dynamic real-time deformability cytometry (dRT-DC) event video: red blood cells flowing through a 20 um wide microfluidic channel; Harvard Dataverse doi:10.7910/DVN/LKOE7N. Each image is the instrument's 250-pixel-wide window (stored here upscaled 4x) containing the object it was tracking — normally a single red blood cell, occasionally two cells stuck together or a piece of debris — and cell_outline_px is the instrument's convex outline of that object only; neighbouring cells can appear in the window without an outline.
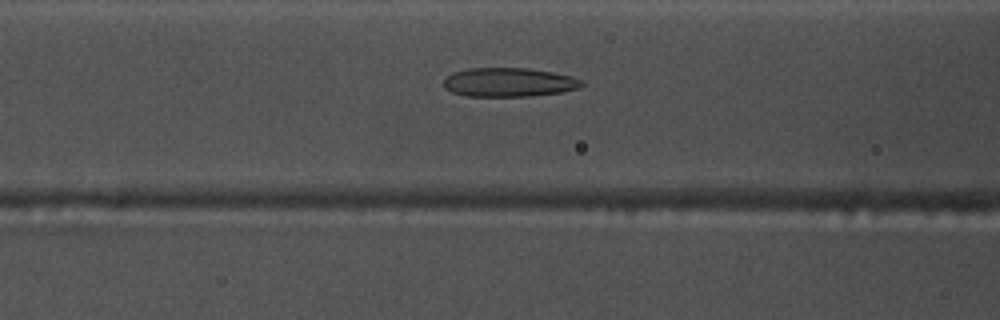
{"species": "common noctule bat (a hibernating species)", "species_latin": "Nyctalus noctula", "temperature_condition": "warm", "stored_images_in_passage": 53, "camera_frame_rate_fps": 3000, "um_per_image_px": 0.085, "animal": {"sex": "male", "body_mass_g": 17.5, "forearm_length_mm": 52.3}, "frame": {"image": 1, "passage_image": 20, "time_ms": 6.333, "image_size_px": [1000, 320], "cell_outline_px": [[584, 84], [580, 88], [560, 92], [528, 96], [464, 96], [452, 92], [444, 88], [444, 80], [452, 72], [468, 68], [528, 68], [552, 72], [572, 76], [580, 80]], "centroid_in_image_um": [43.23, 6.99], "position_along_channel_um": 123.4, "area_um2": 23.29}}
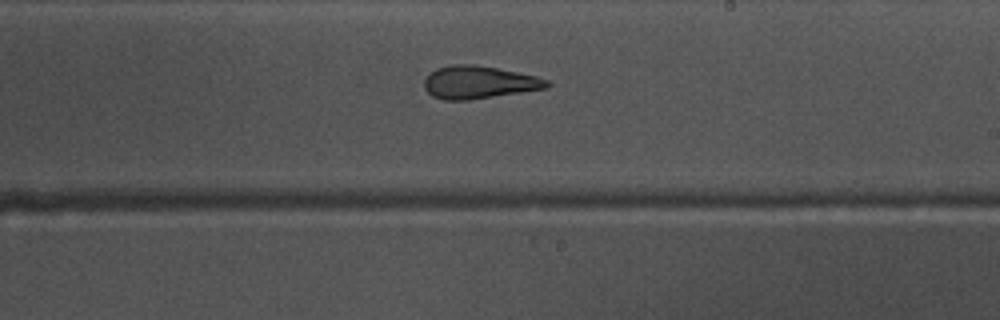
{"frame": {"image": 2, "passage_image": 30, "time_ms": 9.667, "image_size_px": [1000, 320], "cell_outline_px": [[552, 84], [548, 88], [468, 100], [444, 100], [432, 96], [424, 88], [424, 80], [436, 68], [452, 64], [472, 64], [496, 68], [536, 76], [548, 80]], "centroid_in_image_um": [40.71, 7.0], "position_along_channel_um": 248.3, "area_um2": 23.29}}
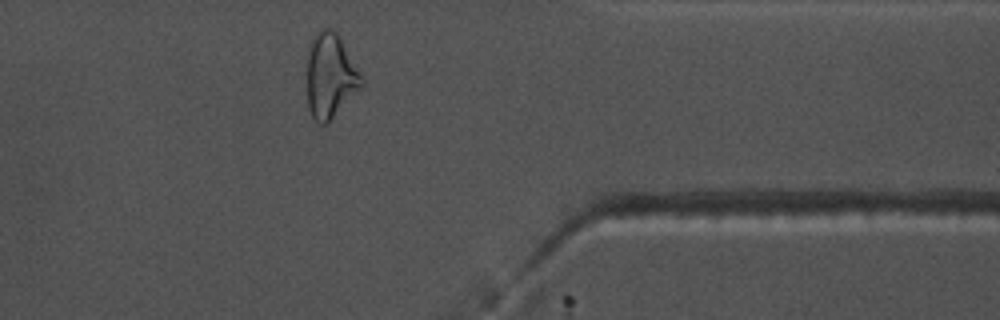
{"frame": {"image": 3, "passage_image": 42, "time_ms": 13.667, "image_size_px": [1000, 320], "cell_outline_px": [[364, 88], [328, 124], [320, 124], [312, 116], [308, 108], [308, 44], [312, 36], [320, 28], [332, 28], [340, 36], [360, 72], [364, 80]], "centroid_in_image_um": [28.12, 6.46], "position_along_channel_um": 383.3, "area_um2": 27.63}, "authors_computed_cell_mechanics": {"area_um2": 24.854, "velocity_mm_per_s": 3.758, "shape_relaxation_time_tau1_ms": null, "shape_relaxation_time_tau2_ms": 2.7004, "deformation_change_tau1": null, "deformation_change_tau2": 0.1333}}